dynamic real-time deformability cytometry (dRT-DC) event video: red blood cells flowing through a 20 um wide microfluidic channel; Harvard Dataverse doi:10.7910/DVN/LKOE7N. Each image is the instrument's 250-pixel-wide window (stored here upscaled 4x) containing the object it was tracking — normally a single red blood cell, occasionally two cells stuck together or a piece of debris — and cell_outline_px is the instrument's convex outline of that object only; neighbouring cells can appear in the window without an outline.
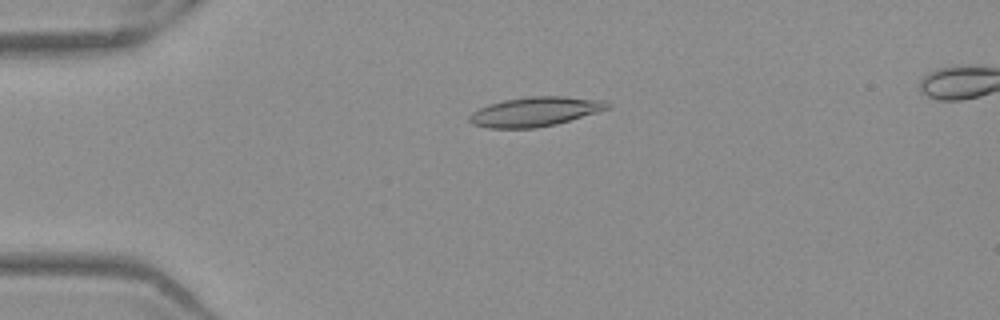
{"species": "Egyptian fruit bat (a non-hibernating species)", "species_latin": "Rousettus aegyptiacus", "temperature_condition": "warm", "stored_images_in_passage": 52, "camera_frame_rate_fps": 3000, "um_per_image_px": 0.085, "frame": {"image": 1, "passage_image": 13, "time_ms": 4.0, "image_size_px": [1000, 320], "cell_outline_px": [[612, 104], [608, 108], [596, 112], [556, 124], [536, 128], [488, 128], [472, 124], [468, 120], [468, 116], [472, 112], [488, 104], [504, 100], [528, 96], [564, 96], [604, 100]], "centroid_in_image_um": [45.45, 9.48], "position_along_channel_um": 39.5, "area_um2": 23.64}}
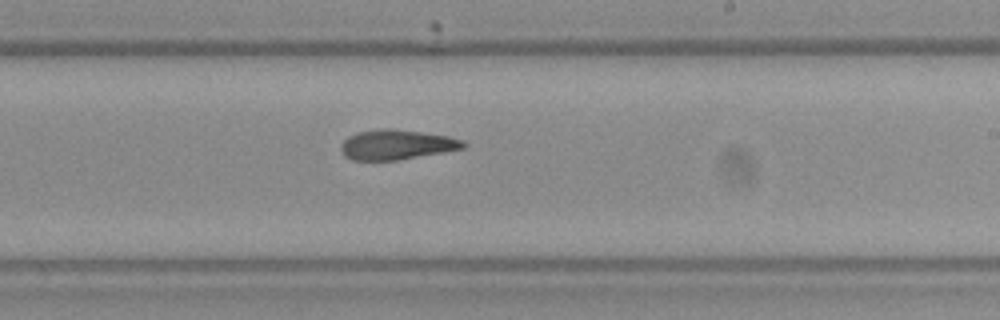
{"frame": {"image": 2, "passage_image": 32, "time_ms": 10.333, "image_size_px": [1000, 320], "cell_outline_px": [[468, 144], [464, 148], [444, 152], [400, 160], [352, 160], [344, 156], [340, 148], [340, 144], [348, 136], [356, 132], [384, 128], [392, 128], [448, 136], [464, 140]], "centroid_in_image_um": [33.71, 12.3], "position_along_channel_um": 255.3, "area_um2": 21.5}}
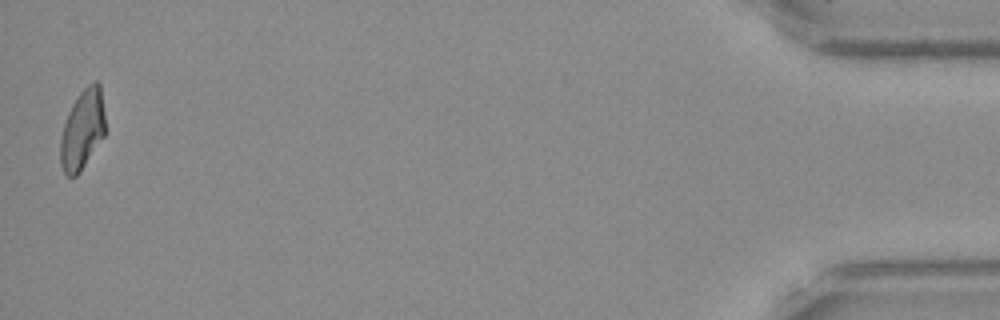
{"frame": {"image": 3, "passage_image": 52, "time_ms": 17.0, "image_size_px": [1000, 320], "cell_outline_px": [[104, 136], [80, 172], [76, 176], [68, 176], [64, 172], [60, 164], [60, 140], [64, 124], [68, 112], [72, 104], [80, 92], [92, 80], [96, 80], [100, 84], [104, 112]], "centroid_in_image_um": [7.0, 11.0], "position_along_channel_um": 428.2, "area_um2": 20.81}, "authors_computed_cell_mechanics": {"area_um2": 21.8484, "velocity_mm_per_s": 3.9323, "shape_relaxation_time_tau1_ms": 9.439, "shape_relaxation_time_tau2_ms": 2.366, "deformation_change_tau1": 0.2723, "deformation_change_tau2": 0.1144}}